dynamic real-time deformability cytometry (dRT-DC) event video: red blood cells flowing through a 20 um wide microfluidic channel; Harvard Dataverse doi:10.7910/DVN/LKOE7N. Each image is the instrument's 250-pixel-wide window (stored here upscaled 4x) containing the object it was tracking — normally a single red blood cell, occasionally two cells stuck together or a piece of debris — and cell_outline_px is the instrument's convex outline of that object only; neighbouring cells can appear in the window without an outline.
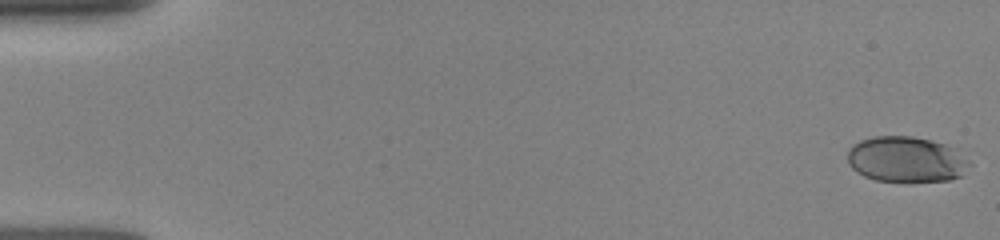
{"species": "human", "species_latin": "Homo sapiens", "temperature_condition": "room temperature", "stored_images_in_passage": 60, "camera_frame_rate_fps": 3000, "um_per_image_px": 0.085, "donor": {"sex": "female"}, "frame": {"image": 1, "passage_image": 1, "time_ms": 0.0, "image_size_px": [1000, 240], "cell_outline_px": [[972, 164], [964, 176], [948, 180], [876, 180], [864, 176], [856, 172], [848, 164], [848, 148], [852, 144], [860, 140], [872, 136], [912, 136], [932, 140], [956, 148]], "centroid_in_image_um": [77.04, 13.53], "position_along_channel_um": 8.0, "area_um2": 32.6}}
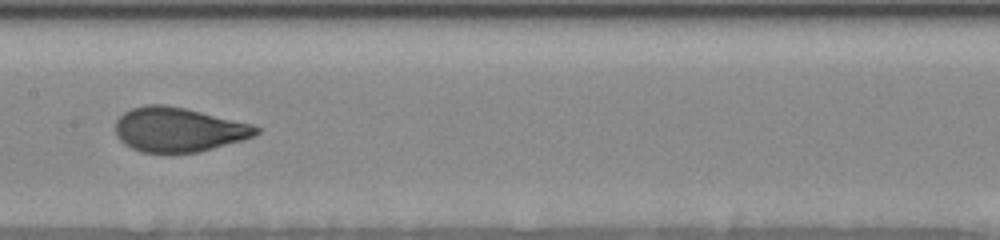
{"frame": {"image": 2, "passage_image": 30, "time_ms": 8.333, "image_size_px": [1000, 240], "cell_outline_px": [[260, 132], [244, 140], [200, 152], [140, 152], [124, 144], [116, 136], [116, 120], [124, 112], [132, 108], [144, 104], [164, 104], [184, 108], [252, 124], [260, 128]], "centroid_in_image_um": [15.16, 11.02], "position_along_channel_um": 192.2, "area_um2": 36.36}}
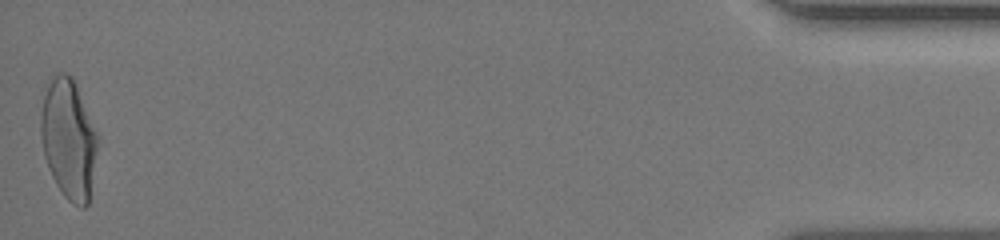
{"frame": {"image": 3, "passage_image": 60, "time_ms": 16.333, "image_size_px": [1000, 240], "cell_outline_px": [[100, 136], [88, 204], [84, 208], [80, 208], [72, 204], [64, 196], [56, 184], [52, 176], [44, 156], [40, 132], [40, 112], [44, 96], [52, 72], [64, 72], [72, 76]], "centroid_in_image_um": [5.84, 11.79], "position_along_channel_um": 429.4, "area_um2": 40.29}}